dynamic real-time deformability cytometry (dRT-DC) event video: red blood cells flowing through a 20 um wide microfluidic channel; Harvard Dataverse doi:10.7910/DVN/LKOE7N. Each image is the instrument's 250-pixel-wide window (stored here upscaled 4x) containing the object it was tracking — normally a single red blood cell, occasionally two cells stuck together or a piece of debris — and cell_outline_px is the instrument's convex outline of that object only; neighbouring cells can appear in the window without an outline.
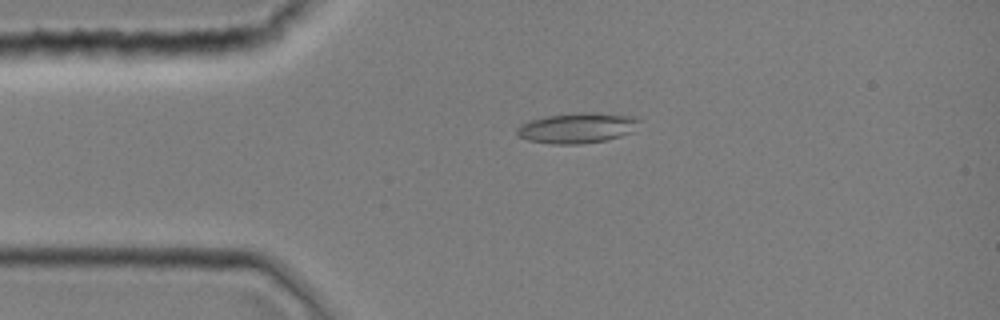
{"species": "common noctule bat (a hibernating species)", "species_latin": "Nyctalus noctula", "temperature_condition": "room temperature", "stored_images_in_passage": 36, "camera_frame_rate_fps": 3000, "um_per_image_px": 0.085, "animal": {"sex": "female", "body_mass_g": 19.0, "forearm_length_mm": 51.5}, "frame": {"image": 1, "passage_image": 2, "time_ms": 0.333, "image_size_px": [1000, 320], "cell_outline_px": [[640, 120], [632, 132], [620, 136], [604, 140], [580, 144], [552, 144], [528, 140], [520, 136], [516, 132], [516, 128], [520, 124], [528, 120], [548, 116], [588, 112], [592, 112], [636, 116]], "centroid_in_image_um": [49.05, 10.87], "position_along_channel_um": 35.9, "area_um2": 21.5}}
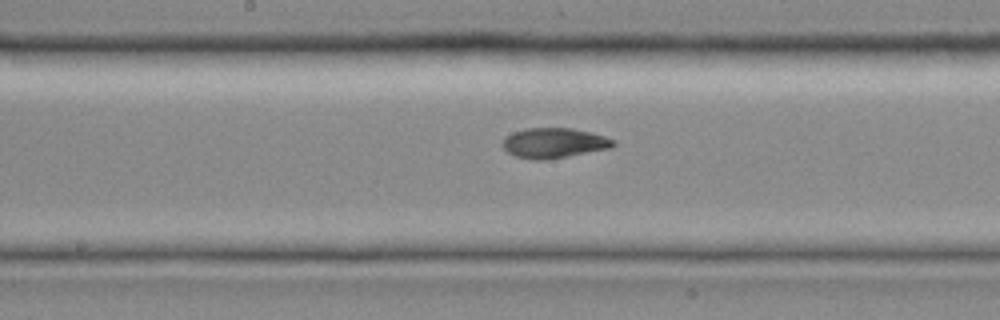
{"frame": {"image": 2, "passage_image": 15, "time_ms": 4.667, "image_size_px": [1000, 320], "cell_outline_px": [[616, 144], [612, 148], [548, 160], [536, 160], [516, 156], [508, 152], [500, 144], [504, 136], [512, 132], [528, 128], [572, 128], [592, 132], [616, 140]], "centroid_in_image_um": [47.1, 12.15], "position_along_channel_um": 201.1, "area_um2": 19.71}}
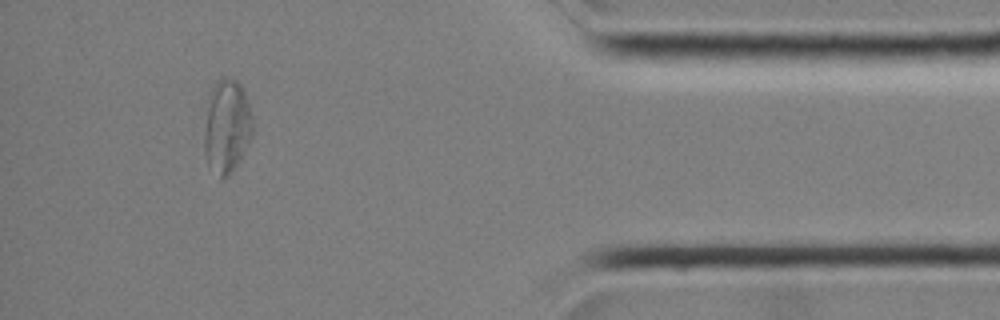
{"frame": {"image": 3, "passage_image": 32, "time_ms": 10.333, "image_size_px": [1000, 320], "cell_outline_px": [[252, 136], [240, 160], [232, 172], [224, 180], [220, 180], [208, 164], [204, 156], [204, 132], [208, 92], [212, 84], [220, 76], [228, 76], [236, 80], [244, 88], [252, 116]], "centroid_in_image_um": [19.25, 10.7], "position_along_channel_um": 415.9, "area_um2": 27.28}}